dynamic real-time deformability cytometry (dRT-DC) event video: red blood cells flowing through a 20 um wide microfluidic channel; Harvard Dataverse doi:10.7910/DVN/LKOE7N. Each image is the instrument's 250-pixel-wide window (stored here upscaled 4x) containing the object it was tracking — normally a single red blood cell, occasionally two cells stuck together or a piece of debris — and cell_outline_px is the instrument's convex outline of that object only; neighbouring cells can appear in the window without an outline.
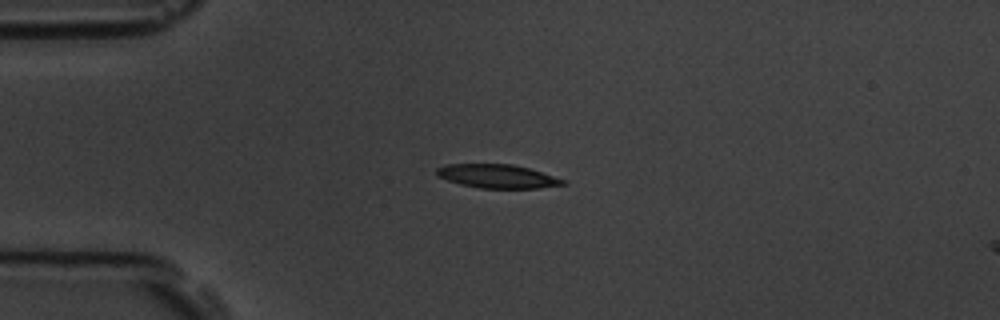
{"species": "common noctule bat (a hibernating species)", "species_latin": "Nyctalus noctula", "temperature_condition": "room temperature", "stored_images_in_passage": 12, "camera_frame_rate_fps": 3000, "um_per_image_px": 0.085, "animal": {"sex": "male", "body_mass_g": 19.5, "forearm_length_mm": 54.6}, "frame": {"image": 1, "passage_image": 1, "time_ms": 0.0, "image_size_px": [1000, 320], "cell_outline_px": [[568, 184], [536, 188], [480, 188], [460, 184], [436, 176], [436, 168], [444, 164], [512, 164], [528, 168], [564, 180]], "centroid_in_image_um": [42.22, 14.98], "position_along_channel_um": 42.8, "area_um2": 17.28}}
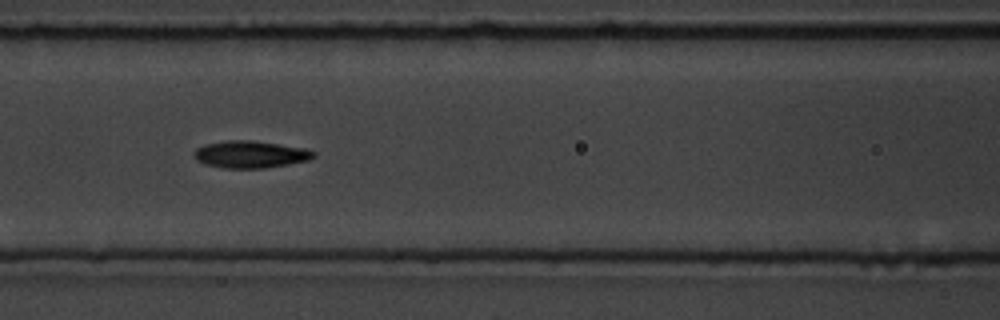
{"frame": {"image": 2, "passage_image": 4, "time_ms": 3.333, "image_size_px": [1000, 320], "cell_outline_px": [[316, 156], [308, 160], [288, 164], [264, 168], [224, 168], [208, 164], [196, 160], [192, 156], [192, 152], [196, 148], [204, 144], [228, 140], [252, 140], [304, 148], [316, 152]], "centroid_in_image_um": [21.25, 13.11], "position_along_channel_um": 145.3, "area_um2": 18.9}}
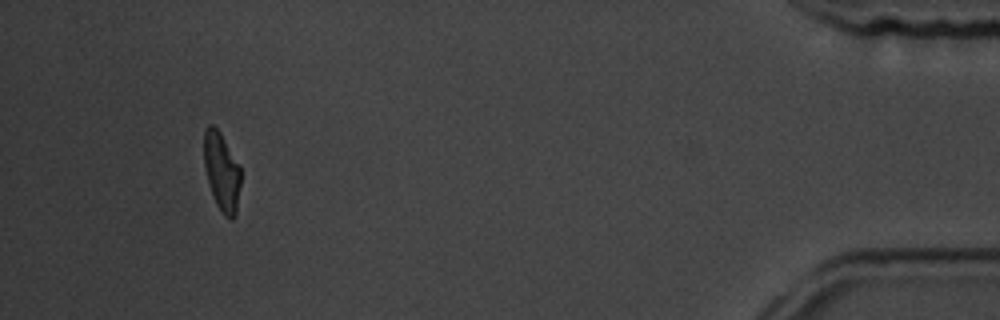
{"frame": {"image": 3, "passage_image": 12, "time_ms": 12.333, "image_size_px": [1000, 320], "cell_outline_px": [[240, 184], [236, 216], [232, 220], [228, 220], [224, 216], [216, 204], [208, 184], [204, 164], [204, 132], [208, 124], [212, 124], [220, 132], [240, 164]], "centroid_in_image_um": [18.85, 14.62], "position_along_channel_um": 416.4, "area_um2": 17.05}, "authors_computed_cell_mechanics": {"area_um2": 17.6868, "velocity_mm_per_s": 3.7947, "shape_relaxation_time_tau1_ms": 5.3694, "shape_relaxation_time_tau2_ms": null, "deformation_change_tau1": 0.17, "deformation_change_tau2": null}}